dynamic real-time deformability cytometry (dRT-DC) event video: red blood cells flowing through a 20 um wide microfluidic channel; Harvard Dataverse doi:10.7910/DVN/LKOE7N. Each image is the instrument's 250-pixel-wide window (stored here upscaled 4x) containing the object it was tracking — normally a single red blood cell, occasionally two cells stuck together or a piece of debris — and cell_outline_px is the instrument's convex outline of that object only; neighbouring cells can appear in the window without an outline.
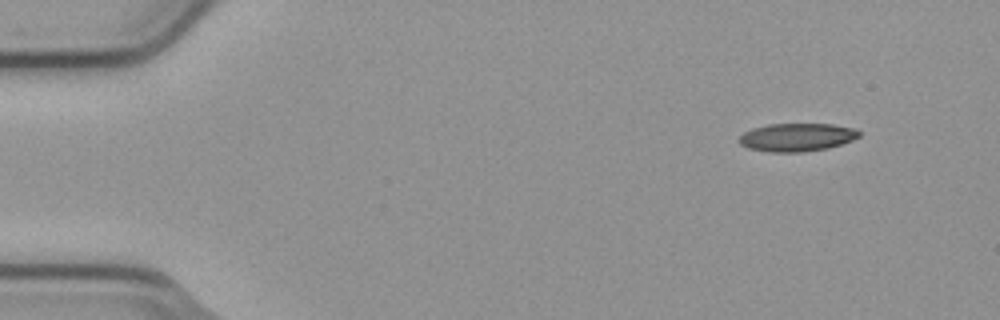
{"species": "common noctule bat (a hibernating species)", "species_latin": "Nyctalus noctula", "temperature_condition": "cold", "stored_images_in_passage": 5, "camera_frame_rate_fps": 3000, "um_per_image_px": 0.085, "animal": {"sex": "male", "body_mass_g": 23.1, "forearm_length_mm": 52.7}, "frame": {"image": 1, "passage_image": 1, "time_ms": 0.0, "image_size_px": [1000, 320], "cell_outline_px": [[860, 136], [852, 140], [828, 148], [804, 152], [768, 152], [748, 148], [740, 144], [736, 140], [744, 132], [752, 128], [768, 124], [832, 124], [856, 128], [860, 132]], "centroid_in_image_um": [67.71, 11.67], "position_along_channel_um": 17.3, "area_um2": 19.83}}
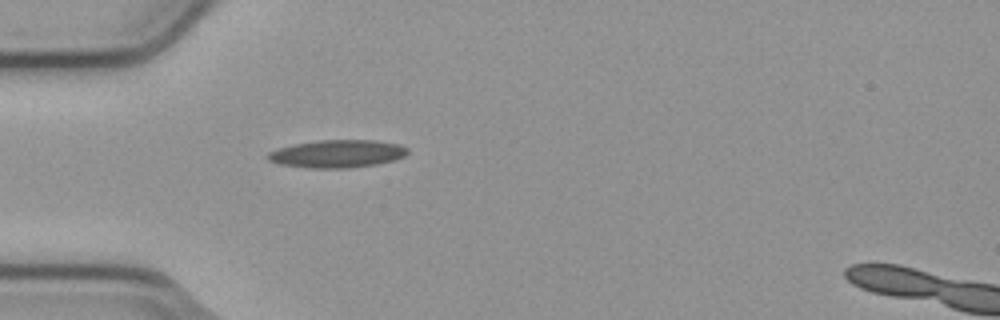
{"frame": {"image": 2, "passage_image": 4, "time_ms": 1.0, "image_size_px": [1000, 320], "cell_outline_px": [[408, 152], [404, 156], [396, 160], [376, 164], [348, 168], [308, 168], [280, 164], [268, 160], [268, 152], [292, 144], [320, 140], [376, 140], [400, 144], [408, 148]], "centroid_in_image_um": [28.7, 13.07], "position_along_channel_um": 56.3, "area_um2": 22.66}}